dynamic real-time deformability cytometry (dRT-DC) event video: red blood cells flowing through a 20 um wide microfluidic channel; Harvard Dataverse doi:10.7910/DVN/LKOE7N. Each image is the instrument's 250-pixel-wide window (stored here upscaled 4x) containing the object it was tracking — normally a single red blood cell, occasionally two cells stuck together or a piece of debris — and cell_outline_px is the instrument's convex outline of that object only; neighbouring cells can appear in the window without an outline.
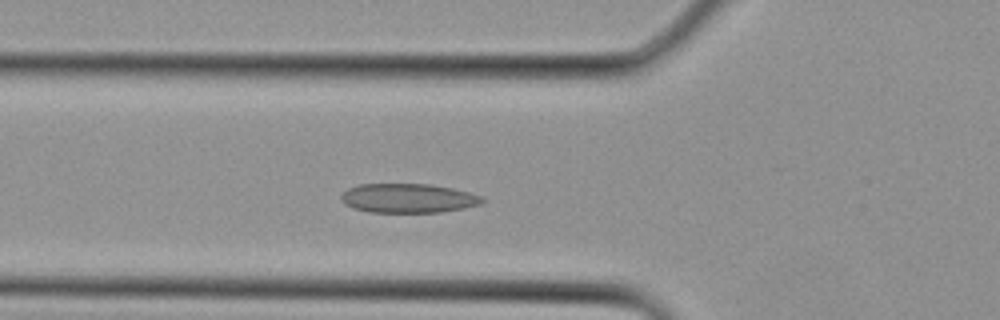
{"species": "Egyptian fruit bat (a non-hibernating species)", "species_latin": "Rousettus aegyptiacus", "temperature_condition": "cold", "stored_images_in_passage": 16, "camera_frame_rate_fps": 3000, "um_per_image_px": 0.085, "animal": {"sex": "female"}, "frame": {"image": 1, "passage_image": 8, "time_ms": 2.333, "image_size_px": [1000, 320], "cell_outline_px": [[484, 200], [480, 204], [464, 208], [440, 212], [368, 212], [352, 208], [344, 204], [340, 200], [340, 196], [348, 188], [360, 184], [428, 184], [452, 188], [484, 196]], "centroid_in_image_um": [34.67, 16.85], "position_along_channel_um": 91.1, "area_um2": 24.1}}
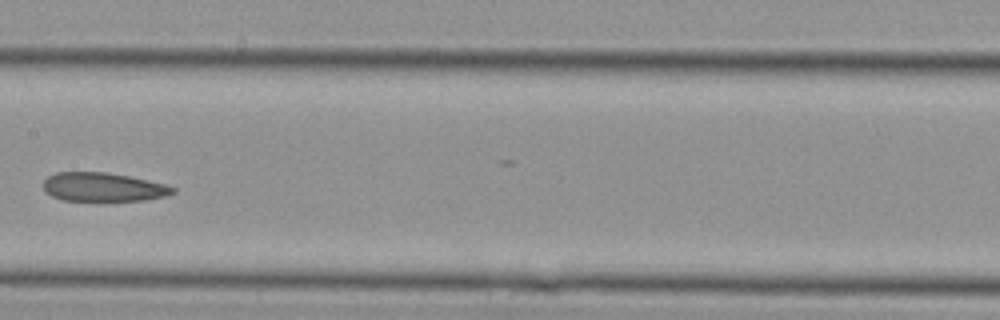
{"frame": {"image": 2, "passage_image": 13, "time_ms": 4.0, "image_size_px": [1000, 320], "cell_outline_px": [[176, 192], [164, 196], [144, 200], [60, 200], [44, 192], [44, 180], [48, 176], [56, 172], [104, 172], [128, 176], [164, 184], [176, 188]], "centroid_in_image_um": [8.73, 15.9], "position_along_channel_um": 198.7, "area_um2": 21.5}}
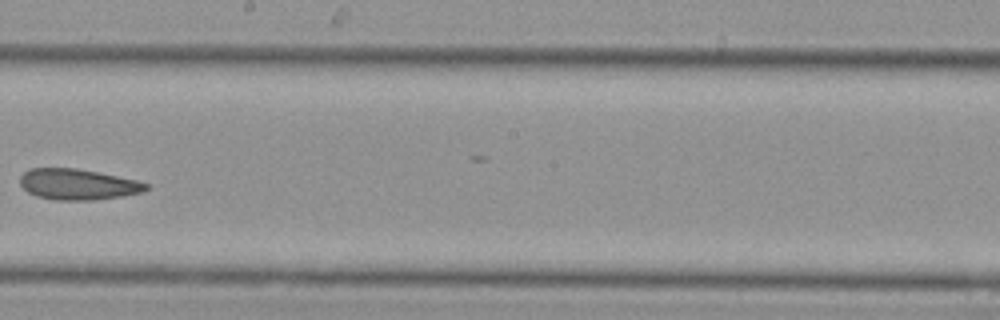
{"frame": {"image": 3, "passage_image": 15, "time_ms": 4.667, "image_size_px": [1000, 320], "cell_outline_px": [[152, 188], [144, 192], [120, 196], [92, 200], [52, 200], [36, 196], [28, 192], [20, 184], [20, 176], [28, 168], [76, 168], [136, 180], [148, 184]], "centroid_in_image_um": [6.61, 15.67], "position_along_channel_um": 241.6, "area_um2": 22.66}}